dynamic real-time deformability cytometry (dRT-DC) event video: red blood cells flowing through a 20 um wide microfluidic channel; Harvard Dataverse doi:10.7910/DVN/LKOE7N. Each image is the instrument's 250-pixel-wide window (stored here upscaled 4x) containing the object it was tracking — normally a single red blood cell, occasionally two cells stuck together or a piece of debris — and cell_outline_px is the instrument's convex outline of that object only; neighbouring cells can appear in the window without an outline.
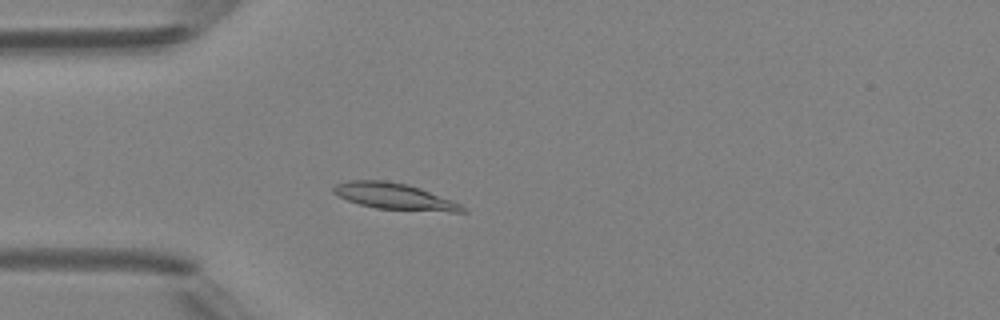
{"species": "Egyptian fruit bat (a non-hibernating species)", "species_latin": "Rousettus aegyptiacus", "temperature_condition": "room temperature", "stored_images_in_passage": 4, "camera_frame_rate_fps": 3000, "um_per_image_px": 0.085, "animal": {"sex": "female"}, "frame": {"image": 1, "passage_image": 4, "time_ms": 3.333, "image_size_px": [1000, 320], "cell_outline_px": [[468, 212], [452, 212], [376, 208], [360, 204], [348, 200], [332, 192], [332, 188], [336, 184], [348, 180], [384, 180], [408, 184], [420, 188], [460, 204]], "centroid_in_image_um": [33.49, 16.68], "position_along_channel_um": 51.5, "area_um2": 19.48}}